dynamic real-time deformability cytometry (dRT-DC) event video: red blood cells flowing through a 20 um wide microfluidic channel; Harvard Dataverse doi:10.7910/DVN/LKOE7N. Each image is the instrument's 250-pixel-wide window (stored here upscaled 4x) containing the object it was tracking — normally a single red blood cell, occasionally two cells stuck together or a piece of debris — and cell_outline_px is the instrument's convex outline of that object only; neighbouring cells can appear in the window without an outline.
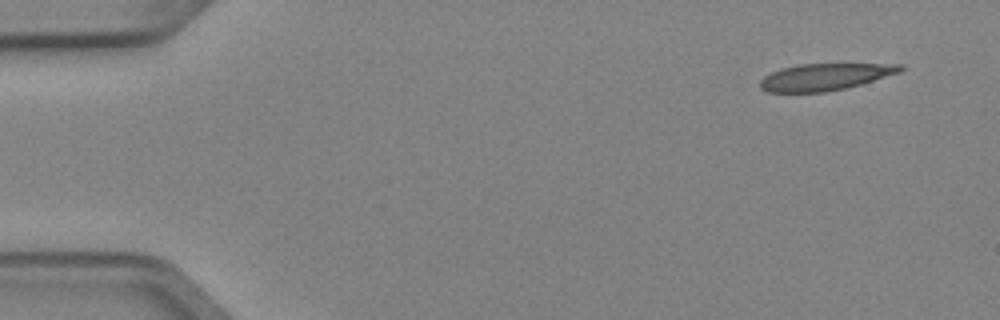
{"species": "Egyptian fruit bat (a non-hibernating species)", "species_latin": "Rousettus aegyptiacus", "temperature_condition": "cold", "stored_images_in_passage": 4, "camera_frame_rate_fps": 3000, "um_per_image_px": 0.085, "animal": {"sex": "female"}, "frame": {"image": 1, "passage_image": 1, "time_ms": 0.0, "image_size_px": [1000, 320], "cell_outline_px": [[904, 68], [900, 72], [860, 84], [844, 88], [824, 92], [768, 92], [760, 88], [760, 80], [764, 76], [772, 72], [784, 68], [800, 64], [904, 64]], "centroid_in_image_um": [70.11, 6.53], "position_along_channel_um": 14.9, "area_um2": 21.62}}
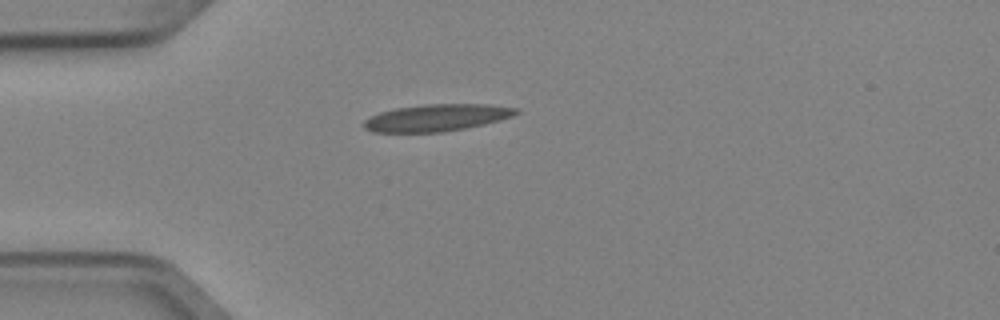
{"frame": {"image": 2, "passage_image": 4, "time_ms": 1.0, "image_size_px": [1000, 320], "cell_outline_px": [[520, 112], [512, 116], [500, 120], [484, 124], [444, 132], [372, 132], [364, 128], [364, 120], [380, 112], [396, 108], [424, 104], [488, 104], [516, 108]], "centroid_in_image_um": [37.12, 10.0], "position_along_channel_um": 47.9, "area_um2": 23.81}}